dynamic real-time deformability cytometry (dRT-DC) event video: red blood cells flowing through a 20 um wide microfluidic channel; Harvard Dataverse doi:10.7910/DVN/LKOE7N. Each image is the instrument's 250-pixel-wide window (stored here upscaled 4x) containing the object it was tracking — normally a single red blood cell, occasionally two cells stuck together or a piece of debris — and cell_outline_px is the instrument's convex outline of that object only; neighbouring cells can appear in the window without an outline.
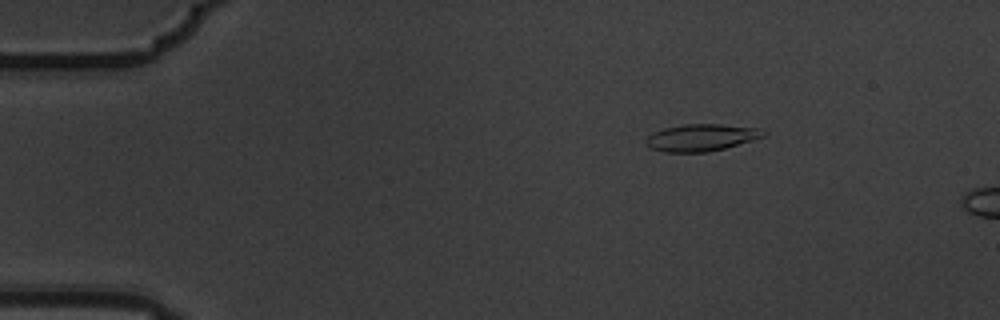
{"species": "common noctule bat (a hibernating species)", "species_latin": "Nyctalus noctula", "temperature_condition": "warm", "stored_images_in_passage": 4, "camera_frame_rate_fps": 3000, "um_per_image_px": 0.085, "animal": {"sex": "male", "body_mass_g": 19.5, "forearm_length_mm": 54.6}, "frame": {"image": 1, "passage_image": 3, "time_ms": 0.667, "image_size_px": [1000, 320], "cell_outline_px": [[768, 132], [764, 136], [752, 140], [724, 148], [708, 152], [664, 152], [648, 148], [644, 140], [652, 132], [664, 128], [684, 124], [720, 124], [764, 128]], "centroid_in_image_um": [59.61, 11.68], "position_along_channel_um": 25.4, "area_um2": 18.73}}